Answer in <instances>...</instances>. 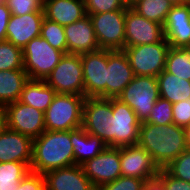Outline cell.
Here are the masks:
<instances>
[{
  "label": "cell",
  "instance_id": "3957f363",
  "mask_svg": "<svg viewBox=\"0 0 190 190\" xmlns=\"http://www.w3.org/2000/svg\"><path fill=\"white\" fill-rule=\"evenodd\" d=\"M85 96L57 94L45 111L46 131H70L82 127Z\"/></svg>",
  "mask_w": 190,
  "mask_h": 190
},
{
  "label": "cell",
  "instance_id": "8fae6325",
  "mask_svg": "<svg viewBox=\"0 0 190 190\" xmlns=\"http://www.w3.org/2000/svg\"><path fill=\"white\" fill-rule=\"evenodd\" d=\"M167 42L163 25L139 15L130 6L125 16V47Z\"/></svg>",
  "mask_w": 190,
  "mask_h": 190
},
{
  "label": "cell",
  "instance_id": "1f68e13d",
  "mask_svg": "<svg viewBox=\"0 0 190 190\" xmlns=\"http://www.w3.org/2000/svg\"><path fill=\"white\" fill-rule=\"evenodd\" d=\"M164 169L174 178L190 182V149L182 152Z\"/></svg>",
  "mask_w": 190,
  "mask_h": 190
},
{
  "label": "cell",
  "instance_id": "484cf974",
  "mask_svg": "<svg viewBox=\"0 0 190 190\" xmlns=\"http://www.w3.org/2000/svg\"><path fill=\"white\" fill-rule=\"evenodd\" d=\"M159 94L163 99L176 103L190 98V81L180 79L163 70L158 76Z\"/></svg>",
  "mask_w": 190,
  "mask_h": 190
},
{
  "label": "cell",
  "instance_id": "7402d4cb",
  "mask_svg": "<svg viewBox=\"0 0 190 190\" xmlns=\"http://www.w3.org/2000/svg\"><path fill=\"white\" fill-rule=\"evenodd\" d=\"M44 18L62 26L69 25L84 18L85 0H44Z\"/></svg>",
  "mask_w": 190,
  "mask_h": 190
},
{
  "label": "cell",
  "instance_id": "d6a6232c",
  "mask_svg": "<svg viewBox=\"0 0 190 190\" xmlns=\"http://www.w3.org/2000/svg\"><path fill=\"white\" fill-rule=\"evenodd\" d=\"M129 0H85L87 15L127 9Z\"/></svg>",
  "mask_w": 190,
  "mask_h": 190
},
{
  "label": "cell",
  "instance_id": "f6af8a7d",
  "mask_svg": "<svg viewBox=\"0 0 190 190\" xmlns=\"http://www.w3.org/2000/svg\"><path fill=\"white\" fill-rule=\"evenodd\" d=\"M170 3H172L173 6H176V5H184V4H187L189 3L188 0H168Z\"/></svg>",
  "mask_w": 190,
  "mask_h": 190
},
{
  "label": "cell",
  "instance_id": "30bf717a",
  "mask_svg": "<svg viewBox=\"0 0 190 190\" xmlns=\"http://www.w3.org/2000/svg\"><path fill=\"white\" fill-rule=\"evenodd\" d=\"M112 116L111 98H85L82 127L88 134L101 138L108 147H110V117Z\"/></svg>",
  "mask_w": 190,
  "mask_h": 190
},
{
  "label": "cell",
  "instance_id": "cb8c5ba5",
  "mask_svg": "<svg viewBox=\"0 0 190 190\" xmlns=\"http://www.w3.org/2000/svg\"><path fill=\"white\" fill-rule=\"evenodd\" d=\"M55 95L56 91L45 80L29 79L18 101L45 113Z\"/></svg>",
  "mask_w": 190,
  "mask_h": 190
},
{
  "label": "cell",
  "instance_id": "9c48e42d",
  "mask_svg": "<svg viewBox=\"0 0 190 190\" xmlns=\"http://www.w3.org/2000/svg\"><path fill=\"white\" fill-rule=\"evenodd\" d=\"M110 147L138 144L141 122L135 112L117 98H111Z\"/></svg>",
  "mask_w": 190,
  "mask_h": 190
},
{
  "label": "cell",
  "instance_id": "83f0119b",
  "mask_svg": "<svg viewBox=\"0 0 190 190\" xmlns=\"http://www.w3.org/2000/svg\"><path fill=\"white\" fill-rule=\"evenodd\" d=\"M180 79L190 81V47H170L166 56L165 69Z\"/></svg>",
  "mask_w": 190,
  "mask_h": 190
},
{
  "label": "cell",
  "instance_id": "277c9868",
  "mask_svg": "<svg viewBox=\"0 0 190 190\" xmlns=\"http://www.w3.org/2000/svg\"><path fill=\"white\" fill-rule=\"evenodd\" d=\"M159 98L157 77L138 75H135L117 97L135 112L141 123L148 120L153 105Z\"/></svg>",
  "mask_w": 190,
  "mask_h": 190
},
{
  "label": "cell",
  "instance_id": "6da1fadb",
  "mask_svg": "<svg viewBox=\"0 0 190 190\" xmlns=\"http://www.w3.org/2000/svg\"><path fill=\"white\" fill-rule=\"evenodd\" d=\"M138 144L151 155L159 169L167 167L187 149L184 128L174 123L161 126L141 123Z\"/></svg>",
  "mask_w": 190,
  "mask_h": 190
},
{
  "label": "cell",
  "instance_id": "f546056e",
  "mask_svg": "<svg viewBox=\"0 0 190 190\" xmlns=\"http://www.w3.org/2000/svg\"><path fill=\"white\" fill-rule=\"evenodd\" d=\"M23 68L22 48L5 40L0 42V71Z\"/></svg>",
  "mask_w": 190,
  "mask_h": 190
},
{
  "label": "cell",
  "instance_id": "ffe728a7",
  "mask_svg": "<svg viewBox=\"0 0 190 190\" xmlns=\"http://www.w3.org/2000/svg\"><path fill=\"white\" fill-rule=\"evenodd\" d=\"M48 190H97L81 165H71L43 174Z\"/></svg>",
  "mask_w": 190,
  "mask_h": 190
},
{
  "label": "cell",
  "instance_id": "2e32d148",
  "mask_svg": "<svg viewBox=\"0 0 190 190\" xmlns=\"http://www.w3.org/2000/svg\"><path fill=\"white\" fill-rule=\"evenodd\" d=\"M134 77L124 50H107L106 98H117Z\"/></svg>",
  "mask_w": 190,
  "mask_h": 190
},
{
  "label": "cell",
  "instance_id": "8d00e7d4",
  "mask_svg": "<svg viewBox=\"0 0 190 190\" xmlns=\"http://www.w3.org/2000/svg\"><path fill=\"white\" fill-rule=\"evenodd\" d=\"M173 123L185 127L190 124V98L185 101L173 103Z\"/></svg>",
  "mask_w": 190,
  "mask_h": 190
},
{
  "label": "cell",
  "instance_id": "8992f818",
  "mask_svg": "<svg viewBox=\"0 0 190 190\" xmlns=\"http://www.w3.org/2000/svg\"><path fill=\"white\" fill-rule=\"evenodd\" d=\"M45 82L57 94L84 96V81L81 55L65 53L59 63L46 77Z\"/></svg>",
  "mask_w": 190,
  "mask_h": 190
},
{
  "label": "cell",
  "instance_id": "4fadbf2b",
  "mask_svg": "<svg viewBox=\"0 0 190 190\" xmlns=\"http://www.w3.org/2000/svg\"><path fill=\"white\" fill-rule=\"evenodd\" d=\"M7 128L27 135L32 139L45 131V114L19 101L5 106Z\"/></svg>",
  "mask_w": 190,
  "mask_h": 190
},
{
  "label": "cell",
  "instance_id": "ba28073f",
  "mask_svg": "<svg viewBox=\"0 0 190 190\" xmlns=\"http://www.w3.org/2000/svg\"><path fill=\"white\" fill-rule=\"evenodd\" d=\"M170 45L168 42L125 47L135 75L157 77L164 69Z\"/></svg>",
  "mask_w": 190,
  "mask_h": 190
},
{
  "label": "cell",
  "instance_id": "ee69618b",
  "mask_svg": "<svg viewBox=\"0 0 190 190\" xmlns=\"http://www.w3.org/2000/svg\"><path fill=\"white\" fill-rule=\"evenodd\" d=\"M185 144L187 149H190V124L184 127Z\"/></svg>",
  "mask_w": 190,
  "mask_h": 190
},
{
  "label": "cell",
  "instance_id": "4316f807",
  "mask_svg": "<svg viewBox=\"0 0 190 190\" xmlns=\"http://www.w3.org/2000/svg\"><path fill=\"white\" fill-rule=\"evenodd\" d=\"M129 5L139 15L162 25L173 7L168 0H130Z\"/></svg>",
  "mask_w": 190,
  "mask_h": 190
},
{
  "label": "cell",
  "instance_id": "d4e9b609",
  "mask_svg": "<svg viewBox=\"0 0 190 190\" xmlns=\"http://www.w3.org/2000/svg\"><path fill=\"white\" fill-rule=\"evenodd\" d=\"M29 80L25 69L0 71V105L19 100L24 85Z\"/></svg>",
  "mask_w": 190,
  "mask_h": 190
},
{
  "label": "cell",
  "instance_id": "74e56055",
  "mask_svg": "<svg viewBox=\"0 0 190 190\" xmlns=\"http://www.w3.org/2000/svg\"><path fill=\"white\" fill-rule=\"evenodd\" d=\"M45 177L43 174L29 171L19 182L16 190H44Z\"/></svg>",
  "mask_w": 190,
  "mask_h": 190
},
{
  "label": "cell",
  "instance_id": "9a60e30c",
  "mask_svg": "<svg viewBox=\"0 0 190 190\" xmlns=\"http://www.w3.org/2000/svg\"><path fill=\"white\" fill-rule=\"evenodd\" d=\"M121 176L148 181L158 176L159 167L139 144L120 147Z\"/></svg>",
  "mask_w": 190,
  "mask_h": 190
},
{
  "label": "cell",
  "instance_id": "5b68a950",
  "mask_svg": "<svg viewBox=\"0 0 190 190\" xmlns=\"http://www.w3.org/2000/svg\"><path fill=\"white\" fill-rule=\"evenodd\" d=\"M23 68L29 79L45 80L64 53L53 48L41 36L33 38L23 48Z\"/></svg>",
  "mask_w": 190,
  "mask_h": 190
},
{
  "label": "cell",
  "instance_id": "7a4b0ae2",
  "mask_svg": "<svg viewBox=\"0 0 190 190\" xmlns=\"http://www.w3.org/2000/svg\"><path fill=\"white\" fill-rule=\"evenodd\" d=\"M75 164L70 131H44L33 139L30 171L45 174L48 171Z\"/></svg>",
  "mask_w": 190,
  "mask_h": 190
},
{
  "label": "cell",
  "instance_id": "5bb4252c",
  "mask_svg": "<svg viewBox=\"0 0 190 190\" xmlns=\"http://www.w3.org/2000/svg\"><path fill=\"white\" fill-rule=\"evenodd\" d=\"M97 189L121 176L120 147H106L100 154L81 165Z\"/></svg>",
  "mask_w": 190,
  "mask_h": 190
},
{
  "label": "cell",
  "instance_id": "e575fe53",
  "mask_svg": "<svg viewBox=\"0 0 190 190\" xmlns=\"http://www.w3.org/2000/svg\"><path fill=\"white\" fill-rule=\"evenodd\" d=\"M12 15L43 12V0H5Z\"/></svg>",
  "mask_w": 190,
  "mask_h": 190
},
{
  "label": "cell",
  "instance_id": "60d3db41",
  "mask_svg": "<svg viewBox=\"0 0 190 190\" xmlns=\"http://www.w3.org/2000/svg\"><path fill=\"white\" fill-rule=\"evenodd\" d=\"M142 190H167L163 184V182L155 177L148 181H145L144 188Z\"/></svg>",
  "mask_w": 190,
  "mask_h": 190
},
{
  "label": "cell",
  "instance_id": "44dd1931",
  "mask_svg": "<svg viewBox=\"0 0 190 190\" xmlns=\"http://www.w3.org/2000/svg\"><path fill=\"white\" fill-rule=\"evenodd\" d=\"M67 53L81 55L100 49L89 15L64 26Z\"/></svg>",
  "mask_w": 190,
  "mask_h": 190
},
{
  "label": "cell",
  "instance_id": "d6986e66",
  "mask_svg": "<svg viewBox=\"0 0 190 190\" xmlns=\"http://www.w3.org/2000/svg\"><path fill=\"white\" fill-rule=\"evenodd\" d=\"M44 12H33L25 15L10 16L6 28V40L23 48L33 38L40 36Z\"/></svg>",
  "mask_w": 190,
  "mask_h": 190
},
{
  "label": "cell",
  "instance_id": "836d02e7",
  "mask_svg": "<svg viewBox=\"0 0 190 190\" xmlns=\"http://www.w3.org/2000/svg\"><path fill=\"white\" fill-rule=\"evenodd\" d=\"M29 171L25 163L3 162L0 163V180L21 181Z\"/></svg>",
  "mask_w": 190,
  "mask_h": 190
},
{
  "label": "cell",
  "instance_id": "d590c367",
  "mask_svg": "<svg viewBox=\"0 0 190 190\" xmlns=\"http://www.w3.org/2000/svg\"><path fill=\"white\" fill-rule=\"evenodd\" d=\"M145 180L135 177L120 176L113 182L101 185L97 190H142Z\"/></svg>",
  "mask_w": 190,
  "mask_h": 190
},
{
  "label": "cell",
  "instance_id": "ac0fdd59",
  "mask_svg": "<svg viewBox=\"0 0 190 190\" xmlns=\"http://www.w3.org/2000/svg\"><path fill=\"white\" fill-rule=\"evenodd\" d=\"M33 139L5 128L0 133V163L20 162L29 168L32 162Z\"/></svg>",
  "mask_w": 190,
  "mask_h": 190
},
{
  "label": "cell",
  "instance_id": "603a6c76",
  "mask_svg": "<svg viewBox=\"0 0 190 190\" xmlns=\"http://www.w3.org/2000/svg\"><path fill=\"white\" fill-rule=\"evenodd\" d=\"M70 140L76 165L84 164L107 147L101 138L88 134L83 127L70 130Z\"/></svg>",
  "mask_w": 190,
  "mask_h": 190
},
{
  "label": "cell",
  "instance_id": "ab89813d",
  "mask_svg": "<svg viewBox=\"0 0 190 190\" xmlns=\"http://www.w3.org/2000/svg\"><path fill=\"white\" fill-rule=\"evenodd\" d=\"M11 16L10 9L5 2L0 4V42L6 40V28Z\"/></svg>",
  "mask_w": 190,
  "mask_h": 190
},
{
  "label": "cell",
  "instance_id": "f1b7e54d",
  "mask_svg": "<svg viewBox=\"0 0 190 190\" xmlns=\"http://www.w3.org/2000/svg\"><path fill=\"white\" fill-rule=\"evenodd\" d=\"M40 36L53 48L62 51L64 54L67 53L64 26L44 18L41 25Z\"/></svg>",
  "mask_w": 190,
  "mask_h": 190
},
{
  "label": "cell",
  "instance_id": "52a82bcc",
  "mask_svg": "<svg viewBox=\"0 0 190 190\" xmlns=\"http://www.w3.org/2000/svg\"><path fill=\"white\" fill-rule=\"evenodd\" d=\"M126 9L90 14L100 49L124 50Z\"/></svg>",
  "mask_w": 190,
  "mask_h": 190
},
{
  "label": "cell",
  "instance_id": "4dcf8cb0",
  "mask_svg": "<svg viewBox=\"0 0 190 190\" xmlns=\"http://www.w3.org/2000/svg\"><path fill=\"white\" fill-rule=\"evenodd\" d=\"M172 103L166 99L159 98L153 105V109L146 123L154 125H168L173 123Z\"/></svg>",
  "mask_w": 190,
  "mask_h": 190
},
{
  "label": "cell",
  "instance_id": "f35d334b",
  "mask_svg": "<svg viewBox=\"0 0 190 190\" xmlns=\"http://www.w3.org/2000/svg\"><path fill=\"white\" fill-rule=\"evenodd\" d=\"M157 177L163 182L167 190H190V182L174 178L165 169H160Z\"/></svg>",
  "mask_w": 190,
  "mask_h": 190
},
{
  "label": "cell",
  "instance_id": "7bdbcfd3",
  "mask_svg": "<svg viewBox=\"0 0 190 190\" xmlns=\"http://www.w3.org/2000/svg\"><path fill=\"white\" fill-rule=\"evenodd\" d=\"M7 127L6 109L0 105V133Z\"/></svg>",
  "mask_w": 190,
  "mask_h": 190
},
{
  "label": "cell",
  "instance_id": "e0dca14e",
  "mask_svg": "<svg viewBox=\"0 0 190 190\" xmlns=\"http://www.w3.org/2000/svg\"><path fill=\"white\" fill-rule=\"evenodd\" d=\"M163 29L170 47H190V2L173 6L167 14Z\"/></svg>",
  "mask_w": 190,
  "mask_h": 190
},
{
  "label": "cell",
  "instance_id": "b9f144b4",
  "mask_svg": "<svg viewBox=\"0 0 190 190\" xmlns=\"http://www.w3.org/2000/svg\"><path fill=\"white\" fill-rule=\"evenodd\" d=\"M20 181L0 180V190H16Z\"/></svg>",
  "mask_w": 190,
  "mask_h": 190
},
{
  "label": "cell",
  "instance_id": "7c38bea8",
  "mask_svg": "<svg viewBox=\"0 0 190 190\" xmlns=\"http://www.w3.org/2000/svg\"><path fill=\"white\" fill-rule=\"evenodd\" d=\"M84 96L106 98L107 49L81 54Z\"/></svg>",
  "mask_w": 190,
  "mask_h": 190
}]
</instances>
